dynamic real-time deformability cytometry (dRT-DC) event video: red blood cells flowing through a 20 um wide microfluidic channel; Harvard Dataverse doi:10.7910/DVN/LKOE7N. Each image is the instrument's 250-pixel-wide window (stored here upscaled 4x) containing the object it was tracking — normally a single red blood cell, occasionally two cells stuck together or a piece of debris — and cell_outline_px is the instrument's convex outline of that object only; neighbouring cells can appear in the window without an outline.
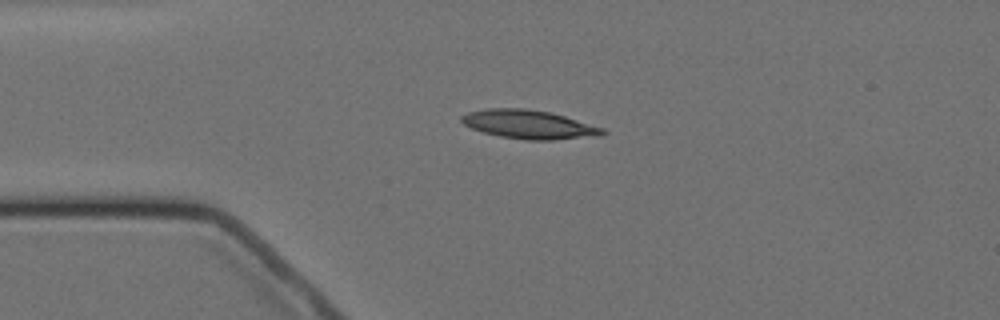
{"species": "Egyptian fruit bat (a non-hibernating species)", "species_latin": "Rousettus aegyptiacus", "temperature_condition": "cold", "stored_images_in_passage": 4, "camera_frame_rate_fps": 3000, "um_per_image_px": 0.085, "animal": {"sex": "female"}, "frame": {"image": 1, "passage_image": 3, "time_ms": 2.667, "image_size_px": [1000, 320], "cell_outline_px": [[608, 132], [600, 136], [552, 140], [524, 140], [500, 136], [484, 132], [472, 128], [464, 124], [460, 120], [460, 116], [468, 112], [488, 108], [524, 108], [548, 112], [564, 116], [604, 128]], "centroid_in_image_um": [44.97, 10.58], "position_along_channel_um": 40.0, "area_um2": 23.58}}